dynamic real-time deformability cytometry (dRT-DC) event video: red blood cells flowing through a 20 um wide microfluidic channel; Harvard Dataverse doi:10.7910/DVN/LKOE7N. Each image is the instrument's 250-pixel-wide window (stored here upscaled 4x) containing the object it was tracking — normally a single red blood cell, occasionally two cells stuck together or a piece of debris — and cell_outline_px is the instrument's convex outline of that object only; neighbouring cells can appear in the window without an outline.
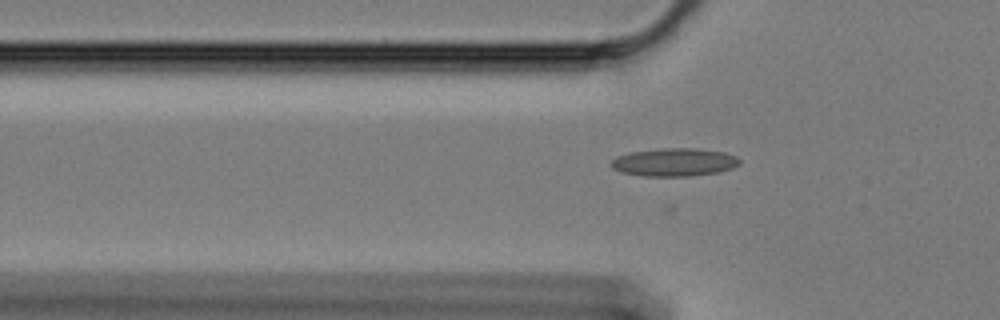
{"species": "Egyptian fruit bat (a non-hibernating species)", "species_latin": "Rousettus aegyptiacus", "temperature_condition": "cold", "stored_images_in_passage": 28, "camera_frame_rate_fps": 3000, "um_per_image_px": 0.085, "animal": {"sex": "female"}, "frame": {"image": 1, "passage_image": 4, "time_ms": 1.0, "image_size_px": [1000, 320], "cell_outline_px": [[740, 164], [732, 168], [716, 172], [688, 176], [644, 176], [620, 172], [612, 168], [608, 164], [616, 156], [632, 152], [660, 148], [696, 148], [724, 152], [736, 156], [740, 160]], "centroid_in_image_um": [57.28, 13.78], "position_along_channel_um": 68.5, "area_um2": 21.04}}
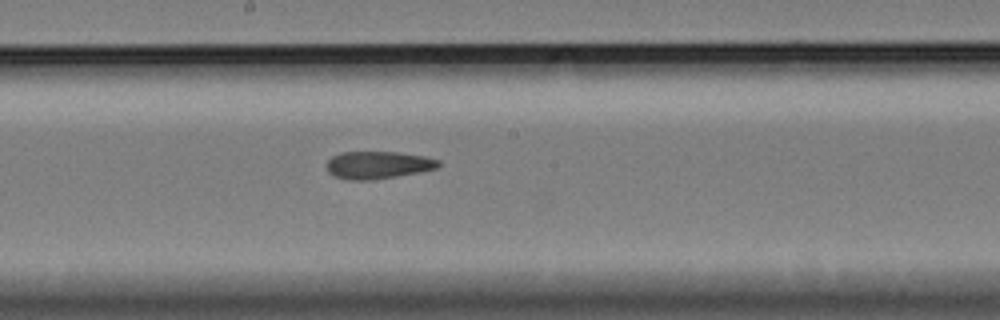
{"frame": {"image": 2, "passage_image": 17, "time_ms": 5.333, "image_size_px": [1000, 320], "cell_outline_px": [[440, 164], [436, 168], [420, 172], [372, 180], [348, 180], [332, 176], [328, 172], [328, 160], [332, 156], [340, 152], [400, 152], [424, 156], [440, 160]], "centroid_in_image_um": [32.12, 14.02], "position_along_channel_um": 216.1, "area_um2": 17.98}}
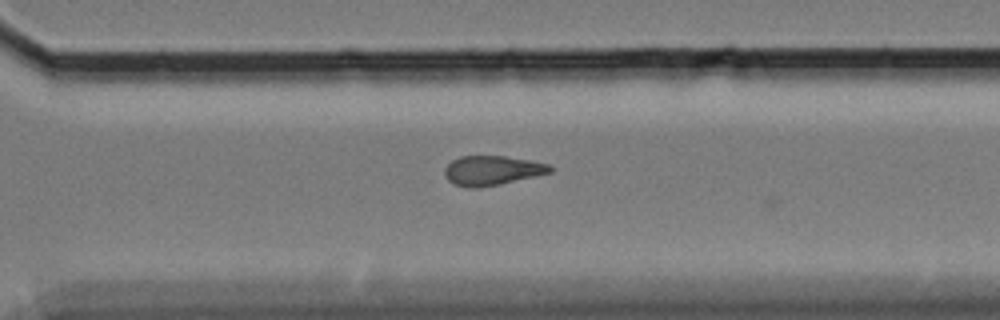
{"frame": {"image": 3, "passage_image": 27, "time_ms": 8.667, "image_size_px": [1000, 320], "cell_outline_px": [[552, 172], [536, 176], [500, 184], [476, 188], [468, 188], [452, 184], [444, 176], [444, 168], [452, 160], [460, 156], [504, 156], [528, 160], [548, 164], [552, 168]], "centroid_in_image_um": [41.78, 14.5], "position_along_channel_um": 328.8, "area_um2": 18.15}}